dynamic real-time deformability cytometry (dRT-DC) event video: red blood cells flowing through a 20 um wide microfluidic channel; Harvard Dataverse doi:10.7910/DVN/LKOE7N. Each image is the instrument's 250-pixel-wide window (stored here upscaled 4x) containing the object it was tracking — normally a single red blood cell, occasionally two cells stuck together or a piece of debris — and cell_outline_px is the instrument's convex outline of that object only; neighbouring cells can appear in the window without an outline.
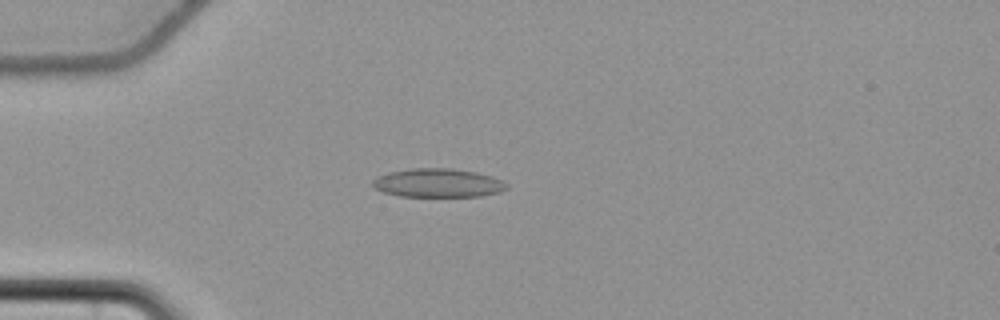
{"species": "common noctule bat (a hibernating species)", "species_latin": "Nyctalus noctula", "temperature_condition": "cold", "stored_images_in_passage": 58, "camera_frame_rate_fps": 3000, "um_per_image_px": 0.085, "animal": {"sex": "female", "body_mass_g": 22.7, "forearm_length_mm": 54.2}, "frame": {"image": 1, "passage_image": 17, "time_ms": 5.333, "image_size_px": [1000, 320], "cell_outline_px": [[508, 188], [500, 192], [480, 196], [400, 196], [384, 192], [376, 188], [372, 184], [372, 180], [376, 176], [388, 172], [408, 168], [452, 168], [476, 172], [492, 176], [508, 184]], "centroid_in_image_um": [37.22, 15.54], "position_along_channel_um": 47.8, "area_um2": 22.48}}
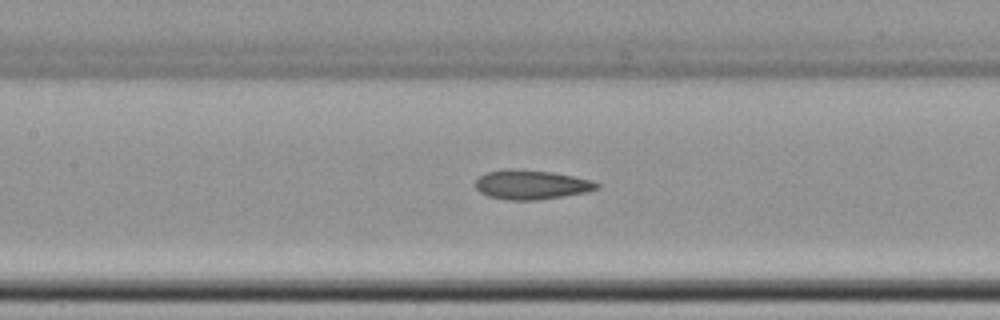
{"frame": {"image": 2, "passage_image": 28, "time_ms": 9.0, "image_size_px": [1000, 320], "cell_outline_px": [[600, 188], [588, 192], [564, 196], [536, 200], [508, 200], [488, 196], [480, 192], [476, 188], [476, 180], [480, 176], [488, 172], [504, 168], [516, 168], [552, 172], [592, 180], [600, 184]], "centroid_in_image_um": [45.18, 15.69], "position_along_channel_um": 162.2, "area_um2": 20.92}}
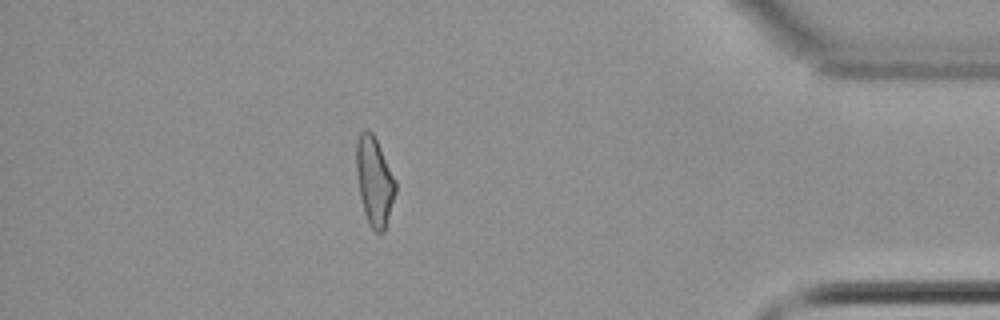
{"frame": {"image": 3, "passage_image": 51, "time_ms": 16.667, "image_size_px": [1000, 320], "cell_outline_px": [[396, 192], [384, 232], [376, 232], [368, 224], [364, 212], [360, 196], [356, 176], [356, 140], [360, 132], [364, 128], [368, 128], [372, 132], [396, 180]], "centroid_in_image_um": [31.81, 15.38], "position_along_channel_um": 403.4, "area_um2": 20.35}, "authors_computed_cell_mechanics": {"area_um2": 21.1548, "velocity_mm_per_s": 3.6787, "shape_relaxation_time_tau1_ms": 11.274, "shape_relaxation_time_tau2_ms": 3.0734, "deformation_change_tau1": 0.1733, "deformation_change_tau2": 0.1077}}